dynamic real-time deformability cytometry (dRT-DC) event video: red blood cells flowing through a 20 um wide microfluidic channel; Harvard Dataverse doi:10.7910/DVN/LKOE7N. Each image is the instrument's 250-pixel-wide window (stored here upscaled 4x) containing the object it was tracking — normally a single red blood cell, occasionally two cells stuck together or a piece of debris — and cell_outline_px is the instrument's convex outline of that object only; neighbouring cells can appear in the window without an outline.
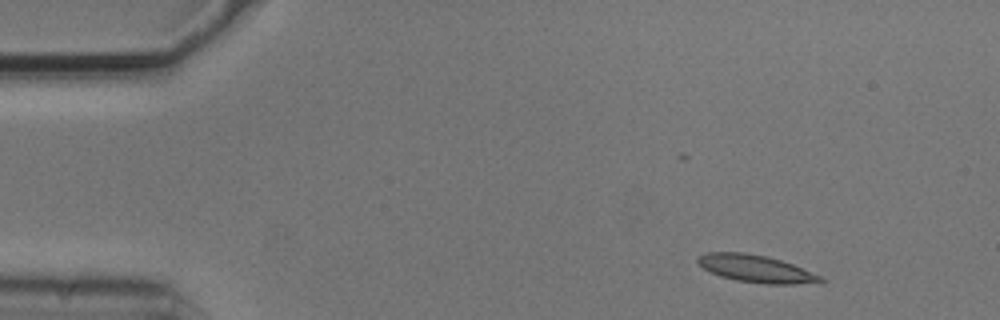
{"species": "common noctule bat (a hibernating species)", "species_latin": "Nyctalus noctula", "temperature_condition": "cold", "stored_images_in_passage": 49, "camera_frame_rate_fps": 3000, "um_per_image_px": 0.085, "animal": {"sex": "male", "body_mass_g": 20.5, "forearm_length_mm": 52.5}, "frame": {"image": 1, "passage_image": 1, "time_ms": 0.0, "image_size_px": [1000, 320], "cell_outline_px": [[824, 280], [796, 284], [764, 284], [736, 280], [720, 276], [704, 268], [696, 260], [696, 256], [708, 252], [744, 252], [768, 256], [792, 264], [824, 276]], "centroid_in_image_um": [64.24, 22.83], "position_along_channel_um": 20.8, "area_um2": 19.48}}
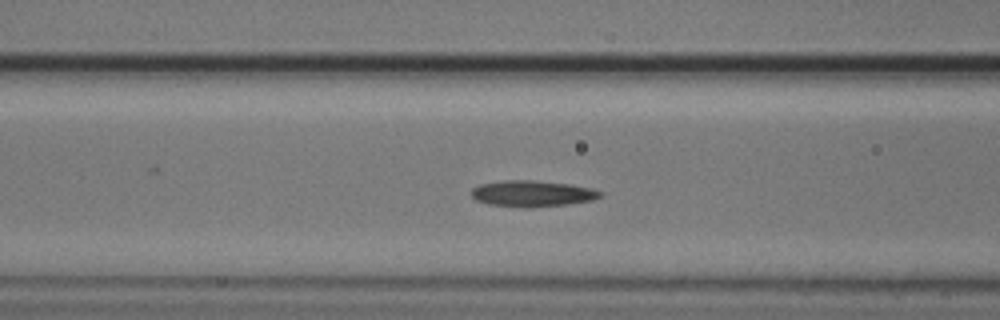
{"frame": {"image": 2, "passage_image": 16, "time_ms": 5.0, "image_size_px": [1000, 320], "cell_outline_px": [[604, 192], [600, 196], [592, 200], [568, 204], [532, 208], [524, 208], [488, 204], [476, 200], [472, 196], [472, 188], [480, 184], [504, 180], [532, 180], [568, 184], [592, 188]], "centroid_in_image_um": [45.24, 16.46], "position_along_channel_um": 121.4, "area_um2": 19.71}}
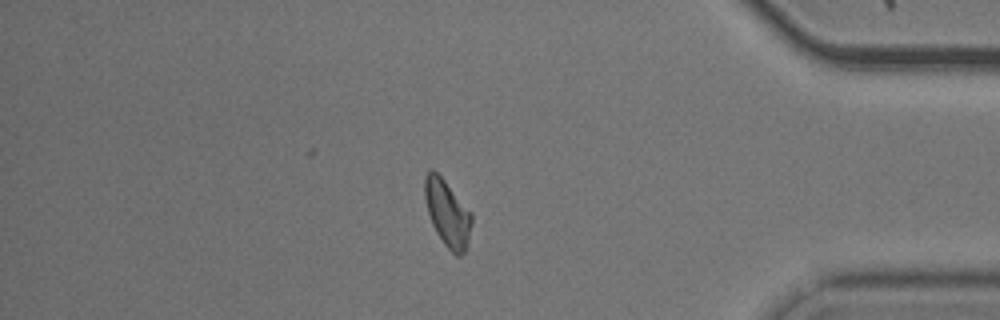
{"frame": {"image": 3, "passage_image": 41, "time_ms": 13.333, "image_size_px": [1000, 320], "cell_outline_px": [[472, 224], [464, 252], [460, 256], [456, 256], [444, 244], [436, 232], [432, 224], [428, 212], [424, 196], [424, 176], [432, 168], [444, 180], [472, 212]], "centroid_in_image_um": [38.02, 18.11], "position_along_channel_um": 397.2, "area_um2": 18.03}, "authors_computed_cell_mechanics": {"area_um2": 18.3226, "velocity_mm_per_s": 3.6905, "shape_relaxation_time_tau1_ms": null, "shape_relaxation_time_tau2_ms": 7.2316, "deformation_change_tau1": null, "deformation_change_tau2": 0.1439}}